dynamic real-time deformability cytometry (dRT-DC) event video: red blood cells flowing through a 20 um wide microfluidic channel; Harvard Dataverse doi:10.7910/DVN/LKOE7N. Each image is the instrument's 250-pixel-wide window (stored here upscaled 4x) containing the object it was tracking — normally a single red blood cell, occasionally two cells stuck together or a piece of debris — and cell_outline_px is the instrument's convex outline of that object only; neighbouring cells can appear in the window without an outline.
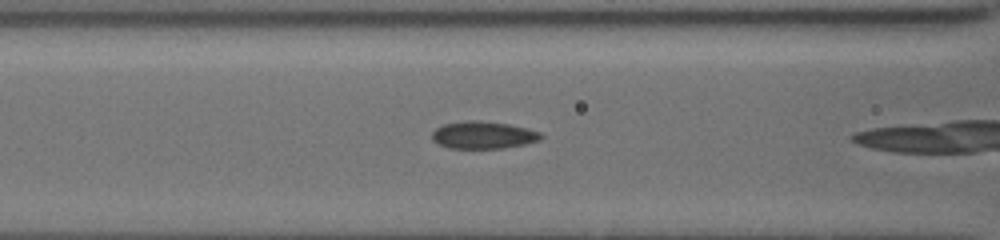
{"species": "common noctule bat (a hibernating species)", "species_latin": "Nyctalus noctula", "temperature_condition": "cold", "stored_images_in_passage": 6, "camera_frame_rate_fps": 3000, "um_per_image_px": 0.085, "animal": {"sex": "female", "body_mass_g": 19.5, "forearm_length_mm": 54.1}, "frame": {"image": 1, "passage_image": 5, "time_ms": 1.667, "image_size_px": [1000, 240], "cell_outline_px": [[544, 136], [540, 140], [524, 144], [504, 148], [448, 148], [436, 144], [432, 140], [432, 132], [436, 128], [444, 124], [468, 120], [472, 120], [508, 124], [540, 132]], "centroid_in_image_um": [41.04, 11.49], "position_along_channel_um": 125.6, "area_um2": 17.28}}